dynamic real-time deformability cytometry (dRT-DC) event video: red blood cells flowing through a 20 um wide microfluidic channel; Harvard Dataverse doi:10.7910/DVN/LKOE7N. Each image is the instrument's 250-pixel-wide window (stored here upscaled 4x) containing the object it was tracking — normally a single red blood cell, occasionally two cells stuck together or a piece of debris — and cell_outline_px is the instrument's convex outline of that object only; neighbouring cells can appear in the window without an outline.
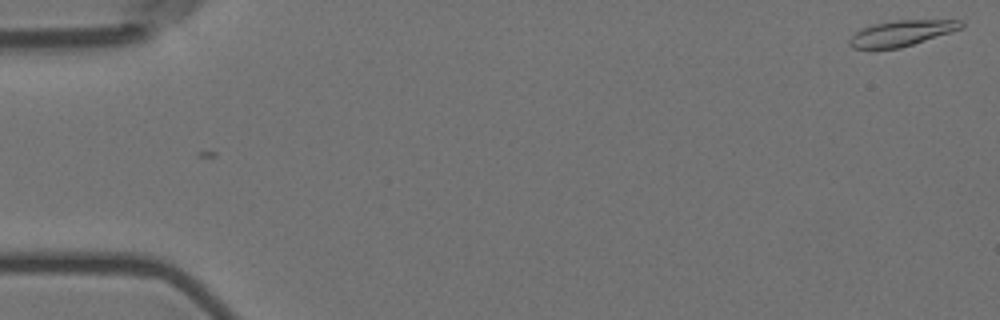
{"species": "Egyptian fruit bat (a non-hibernating species)", "species_latin": "Rousettus aegyptiacus", "temperature_condition": "room temperature", "stored_images_in_passage": 2, "camera_frame_rate_fps": 3000, "um_per_image_px": 0.085, "animal": {"sex": "female"}, "frame": {"image": 1, "passage_image": 1, "time_ms": 0.0, "image_size_px": [1000, 320], "cell_outline_px": [[964, 28], [952, 32], [900, 48], [852, 48], [848, 44], [848, 40], [856, 32], [864, 28], [876, 24], [896, 20], [960, 20], [964, 24]], "centroid_in_image_um": [76.68, 2.82], "position_along_channel_um": 8.3, "area_um2": 16.47}}